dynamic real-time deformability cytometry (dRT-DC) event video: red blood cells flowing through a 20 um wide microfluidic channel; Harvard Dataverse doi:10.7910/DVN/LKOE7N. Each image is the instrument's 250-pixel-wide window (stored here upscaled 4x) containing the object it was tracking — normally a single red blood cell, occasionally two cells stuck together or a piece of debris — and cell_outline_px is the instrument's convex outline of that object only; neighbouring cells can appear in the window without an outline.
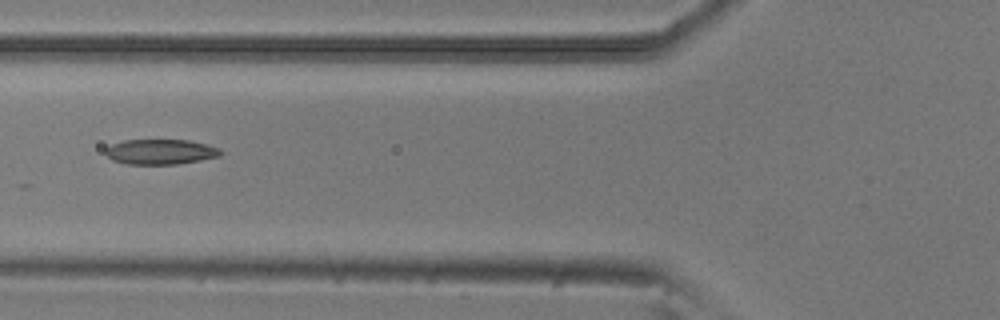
{"species": "common noctule bat (a hibernating species)", "species_latin": "Nyctalus noctula", "temperature_condition": "room temperature", "stored_images_in_passage": 6, "camera_frame_rate_fps": 3000, "um_per_image_px": 0.085, "animal": {"sex": "male", "body_mass_g": 20.5, "forearm_length_mm": 52.5}, "frame": {"image": 1, "passage_image": 6, "time_ms": 1.667, "image_size_px": [1000, 320], "cell_outline_px": [[224, 152], [220, 156], [200, 160], [176, 164], [128, 164], [112, 160], [104, 152], [104, 148], [112, 144], [124, 140], [188, 140], [208, 144], [220, 148]], "centroid_in_image_um": [13.66, 12.9], "position_along_channel_um": 112.1, "area_um2": 16.99}}